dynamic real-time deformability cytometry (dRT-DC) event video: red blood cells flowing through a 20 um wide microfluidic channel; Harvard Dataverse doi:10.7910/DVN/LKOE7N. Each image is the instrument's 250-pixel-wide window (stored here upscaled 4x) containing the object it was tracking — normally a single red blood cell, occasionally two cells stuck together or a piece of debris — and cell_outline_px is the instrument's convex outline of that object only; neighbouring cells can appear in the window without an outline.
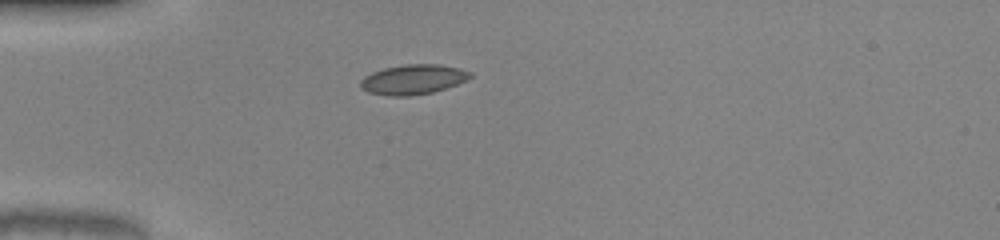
{"species": "common noctule bat (a hibernating species)", "species_latin": "Nyctalus noctula", "temperature_condition": "warm", "stored_images_in_passage": 37, "camera_frame_rate_fps": 3000, "um_per_image_px": 0.085, "animal": {"sex": "male", "body_mass_g": 20.0, "forearm_length_mm": 53.3}, "frame": {"image": 1, "passage_image": 1, "time_ms": 0.0, "image_size_px": [1000, 240], "cell_outline_px": [[472, 76], [456, 84], [432, 92], [408, 96], [388, 96], [368, 92], [360, 88], [360, 80], [364, 76], [372, 72], [384, 68], [404, 64], [436, 64], [460, 68], [472, 72]], "centroid_in_image_um": [35.07, 6.75], "position_along_channel_um": 49.9, "area_um2": 19.02}}
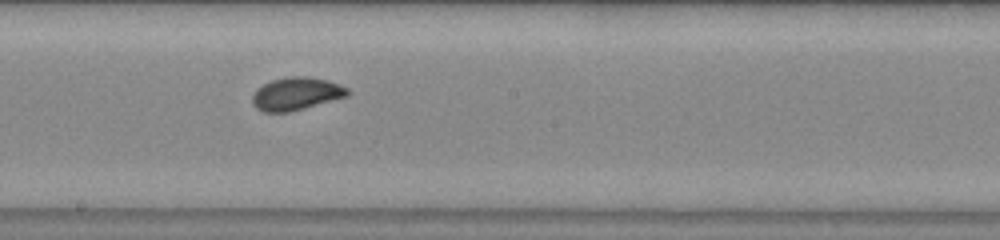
{"frame": {"image": 2, "passage_image": 15, "time_ms": 4.667, "image_size_px": [1000, 240], "cell_outline_px": [[352, 92], [348, 96], [304, 108], [288, 112], [264, 112], [256, 108], [252, 104], [252, 96], [256, 88], [272, 80], [288, 76], [304, 76], [328, 80], [340, 84], [348, 88]], "centroid_in_image_um": [25.19, 7.96], "position_along_channel_um": 223.0, "area_um2": 18.32}}
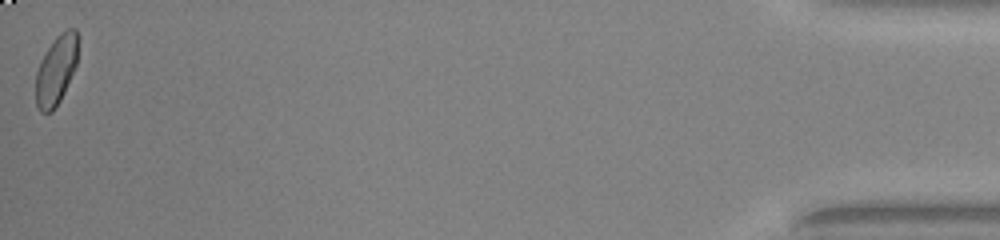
{"frame": {"image": 3, "passage_image": 37, "time_ms": 12.0, "image_size_px": [1000, 240], "cell_outline_px": [[76, 64], [64, 92], [60, 100], [52, 112], [40, 112], [36, 104], [36, 72], [40, 60], [56, 36], [60, 32], [68, 28], [76, 28]], "centroid_in_image_um": [4.74, 5.97], "position_along_channel_um": 430.5, "area_um2": 16.7}, "authors_computed_cell_mechanics": {"area_um2": 17.7446, "velocity_mm_per_s": 4.0808, "shape_relaxation_time_tau1_ms": 2.3277, "shape_relaxation_time_tau2_ms": null, "deformation_change_tau1": 0.091, "deformation_change_tau2": null}}